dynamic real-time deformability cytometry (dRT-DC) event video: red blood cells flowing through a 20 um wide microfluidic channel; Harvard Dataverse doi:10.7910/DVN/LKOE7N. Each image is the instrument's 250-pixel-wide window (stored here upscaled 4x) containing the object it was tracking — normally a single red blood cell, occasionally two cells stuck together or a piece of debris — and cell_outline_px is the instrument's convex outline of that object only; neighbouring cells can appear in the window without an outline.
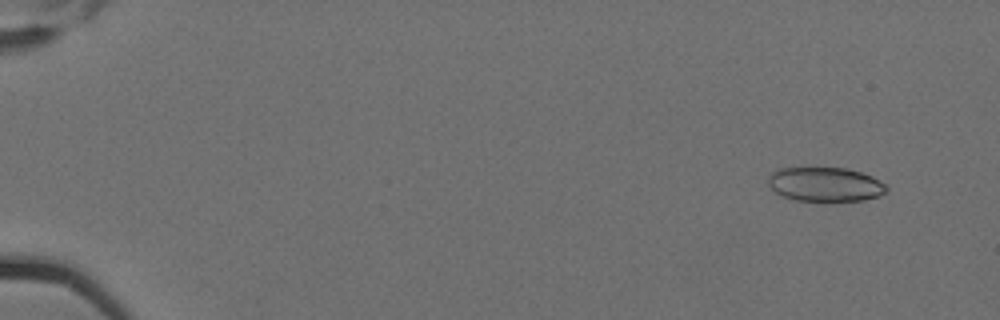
{"species": "Egyptian fruit bat (a non-hibernating species)", "species_latin": "Rousettus aegyptiacus", "temperature_condition": "cold", "stored_images_in_passage": 6, "camera_frame_rate_fps": 3000, "um_per_image_px": 0.085, "animal": {"sex": "female"}, "frame": {"image": 1, "passage_image": 2, "time_ms": 0.333, "image_size_px": [1000, 320], "cell_outline_px": [[888, 188], [880, 196], [864, 200], [792, 200], [780, 196], [768, 184], [768, 176], [772, 172], [780, 168], [848, 168], [872, 176], [884, 184]], "centroid_in_image_um": [70.12, 15.66], "position_along_channel_um": 14.9, "area_um2": 23.47}}
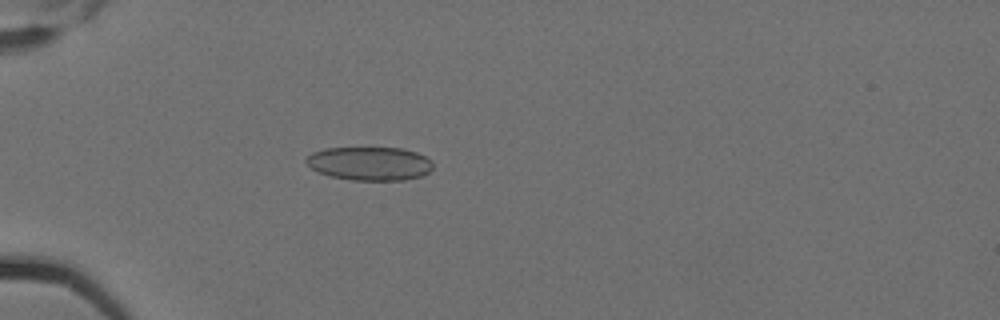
{"frame": {"image": 2, "passage_image": 6, "time_ms": 1.667, "image_size_px": [1000, 320], "cell_outline_px": [[432, 168], [428, 172], [420, 176], [404, 180], [352, 180], [328, 176], [312, 168], [304, 160], [312, 152], [324, 148], [404, 148], [416, 152], [432, 160]], "centroid_in_image_um": [31.42, 13.9], "position_along_channel_um": 53.6, "area_um2": 24.8}}